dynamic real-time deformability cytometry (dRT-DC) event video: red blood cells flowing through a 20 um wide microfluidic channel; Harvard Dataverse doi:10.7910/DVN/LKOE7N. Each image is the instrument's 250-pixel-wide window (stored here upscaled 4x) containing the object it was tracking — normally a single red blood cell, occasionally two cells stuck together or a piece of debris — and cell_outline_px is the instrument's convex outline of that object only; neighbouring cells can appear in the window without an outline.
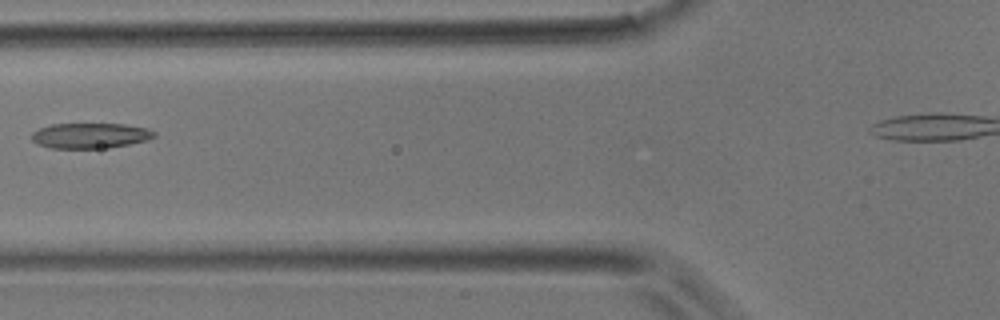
{"species": "common noctule bat (a hibernating species)", "species_latin": "Nyctalus noctula", "temperature_condition": "room temperature", "stored_images_in_passage": 3, "camera_frame_rate_fps": 3000, "um_per_image_px": 0.085, "animal": {"sex": "male", "body_mass_g": 17.9}, "frame": {"image": 1, "passage_image": 3, "time_ms": 0.667, "image_size_px": [1000, 320], "cell_outline_px": [[156, 136], [148, 140], [108, 148], [48, 148], [36, 144], [32, 140], [32, 132], [40, 128], [52, 124], [124, 124], [148, 128], [156, 132]], "centroid_in_image_um": [7.67, 11.53], "position_along_channel_um": 118.1, "area_um2": 18.21}}